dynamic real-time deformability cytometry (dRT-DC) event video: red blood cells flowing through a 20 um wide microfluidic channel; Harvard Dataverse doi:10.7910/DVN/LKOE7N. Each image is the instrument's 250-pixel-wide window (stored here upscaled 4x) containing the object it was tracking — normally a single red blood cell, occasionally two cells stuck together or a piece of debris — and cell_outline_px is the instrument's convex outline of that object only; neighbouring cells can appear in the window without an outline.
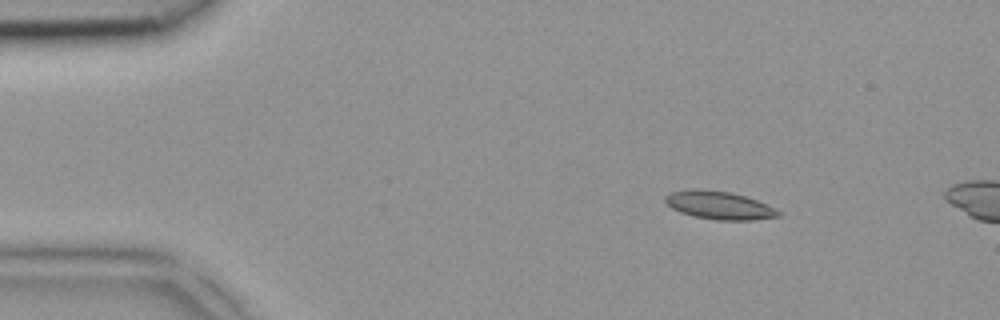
{"species": "common noctule bat (a hibernating species)", "species_latin": "Nyctalus noctula", "temperature_condition": "room temperature", "stored_images_in_passage": 3, "camera_frame_rate_fps": 3000, "um_per_image_px": 0.085, "animal": {"sex": "female", "body_mass_g": 18.4}, "frame": {"image": 1, "passage_image": 1, "time_ms": 0.0, "image_size_px": [1000, 320], "cell_outline_px": [[780, 216], [752, 220], [716, 220], [692, 216], [680, 212], [672, 208], [664, 200], [664, 196], [672, 192], [696, 188], [732, 192], [756, 200], [780, 212]], "centroid_in_image_um": [61.08, 17.45], "position_along_channel_um": 23.9, "area_um2": 18.32}}